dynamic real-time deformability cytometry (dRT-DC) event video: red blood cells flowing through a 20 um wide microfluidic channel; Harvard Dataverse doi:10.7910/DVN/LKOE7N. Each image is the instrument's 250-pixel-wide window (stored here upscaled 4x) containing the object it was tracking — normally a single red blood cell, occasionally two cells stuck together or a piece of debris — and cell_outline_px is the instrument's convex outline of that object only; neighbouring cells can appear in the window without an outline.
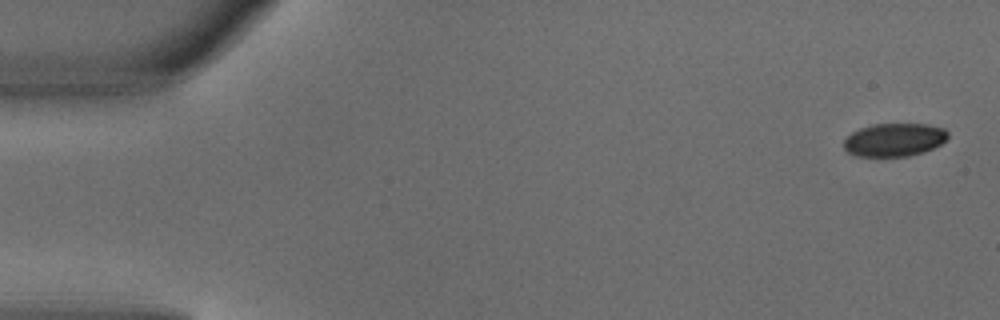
{"species": "common noctule bat (a hibernating species)", "species_latin": "Nyctalus noctula", "temperature_condition": "warm", "stored_images_in_passage": 5, "camera_frame_rate_fps": 3000, "um_per_image_px": 0.085, "animal": {"sex": "male", "body_mass_g": 18.8}, "frame": {"image": 1, "passage_image": 1, "time_ms": 0.0, "image_size_px": [1000, 320], "cell_outline_px": [[948, 136], [940, 144], [924, 152], [908, 156], [856, 156], [848, 152], [844, 148], [844, 140], [852, 132], [860, 128], [872, 124], [928, 124], [944, 128], [948, 132]], "centroid_in_image_um": [76.01, 11.87], "position_along_channel_um": 9.0, "area_um2": 20.06}}
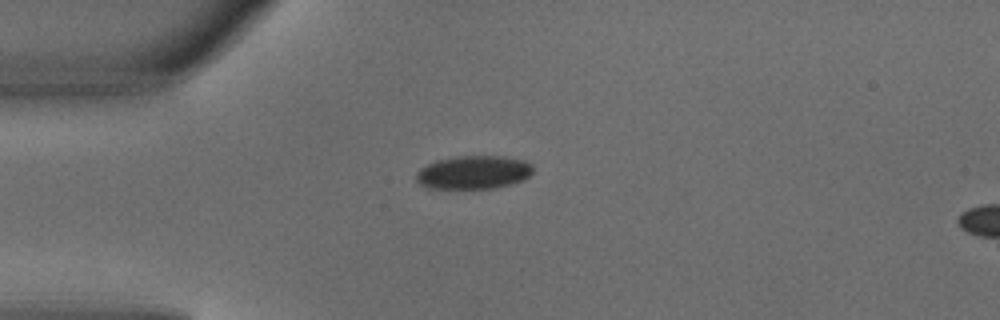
{"frame": {"image": 2, "passage_image": 4, "time_ms": 1.0, "image_size_px": [1000, 320], "cell_outline_px": [[532, 172], [524, 180], [492, 188], [428, 188], [420, 184], [416, 180], [416, 172], [420, 168], [436, 160], [456, 156], [500, 156], [524, 160], [532, 164]], "centroid_in_image_um": [40.23, 14.64], "position_along_channel_um": 44.8, "area_um2": 22.6}}